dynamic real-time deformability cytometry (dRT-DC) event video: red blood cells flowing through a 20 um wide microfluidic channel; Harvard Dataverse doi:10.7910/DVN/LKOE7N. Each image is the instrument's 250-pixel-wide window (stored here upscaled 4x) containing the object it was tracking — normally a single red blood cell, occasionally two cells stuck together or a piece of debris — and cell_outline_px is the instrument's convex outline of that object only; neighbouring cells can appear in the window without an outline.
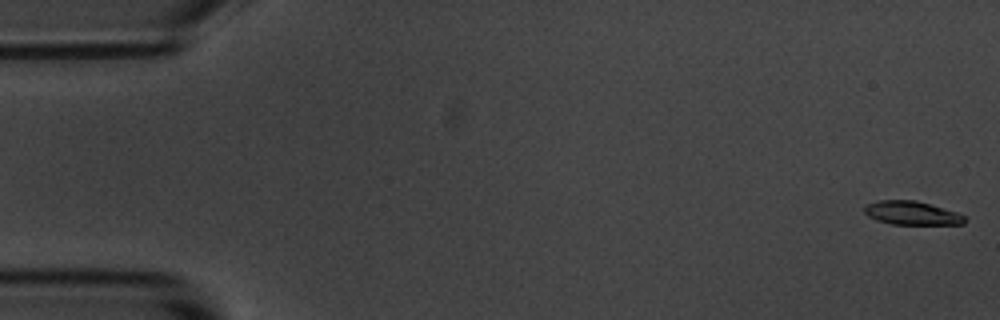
{"species": "common noctule bat (a hibernating species)", "species_latin": "Nyctalus noctula", "temperature_condition": "room temperature", "stored_images_in_passage": 5, "camera_frame_rate_fps": 3000, "um_per_image_px": 0.085, "animal": {"sex": "male", "body_mass_g": 20.1, "forearm_length_mm": 53.5}, "frame": {"image": 1, "passage_image": 1, "time_ms": 0.0, "image_size_px": [1000, 320], "cell_outline_px": [[964, 224], [892, 224], [876, 220], [868, 216], [864, 212], [864, 208], [868, 204], [880, 200], [916, 200], [956, 212], [964, 216]], "centroid_in_image_um": [77.47, 18.11], "position_along_channel_um": 7.5, "area_um2": 13.58}}
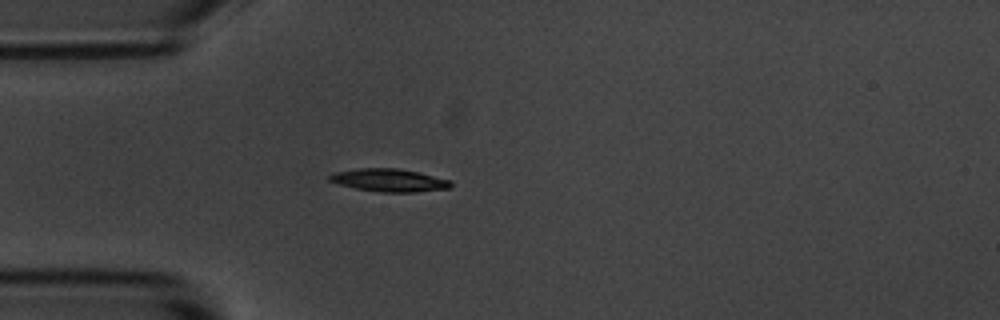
{"frame": {"image": 2, "passage_image": 5, "time_ms": 4.667, "image_size_px": [1000, 320], "cell_outline_px": [[452, 188], [412, 192], [380, 192], [356, 188], [340, 184], [328, 180], [328, 176], [332, 172], [356, 168], [396, 168], [416, 172], [452, 180]], "centroid_in_image_um": [33.07, 15.31], "position_along_channel_um": 51.9, "area_um2": 16.13}}